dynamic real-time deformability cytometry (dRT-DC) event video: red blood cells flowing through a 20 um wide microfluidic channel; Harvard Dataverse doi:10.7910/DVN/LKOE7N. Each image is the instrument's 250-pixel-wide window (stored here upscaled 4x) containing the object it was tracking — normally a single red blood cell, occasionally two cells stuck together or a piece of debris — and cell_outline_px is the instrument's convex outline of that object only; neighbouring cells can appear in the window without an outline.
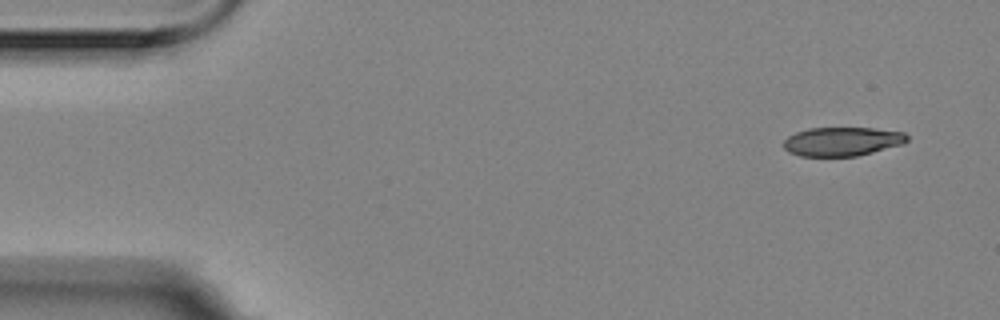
{"species": "Egyptian fruit bat (a non-hibernating species)", "species_latin": "Rousettus aegyptiacus", "temperature_condition": "room temperature", "stored_images_in_passage": 5, "camera_frame_rate_fps": 3000, "um_per_image_px": 0.085, "animal": {"sex": "female"}, "frame": {"image": 1, "passage_image": 1, "time_ms": 0.0, "image_size_px": [1000, 320], "cell_outline_px": [[908, 140], [904, 144], [856, 156], [800, 156], [788, 152], [784, 148], [784, 140], [788, 136], [796, 132], [808, 128], [872, 128], [904, 132], [908, 136]], "centroid_in_image_um": [71.58, 12.02], "position_along_channel_um": 13.4, "area_um2": 20.81}}
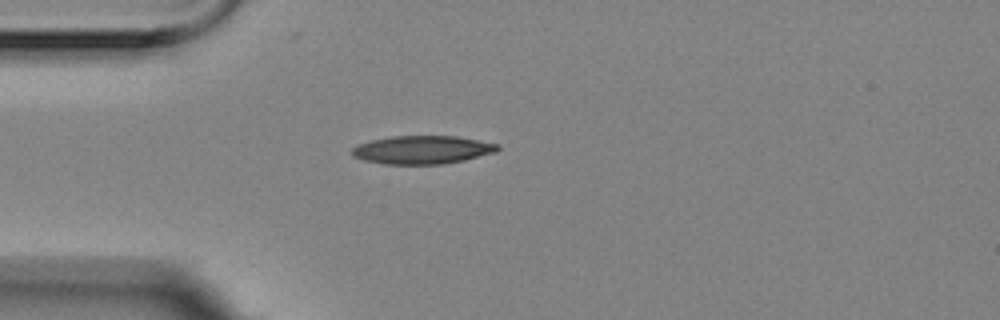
{"frame": {"image": 2, "passage_image": 4, "time_ms": 1.0, "image_size_px": [1000, 320], "cell_outline_px": [[500, 148], [496, 152], [464, 160], [444, 164], [384, 164], [364, 160], [352, 156], [352, 148], [360, 144], [372, 140], [392, 136], [456, 136], [500, 144]], "centroid_in_image_um": [35.92, 12.73], "position_along_channel_um": 49.1, "area_um2": 23.93}}